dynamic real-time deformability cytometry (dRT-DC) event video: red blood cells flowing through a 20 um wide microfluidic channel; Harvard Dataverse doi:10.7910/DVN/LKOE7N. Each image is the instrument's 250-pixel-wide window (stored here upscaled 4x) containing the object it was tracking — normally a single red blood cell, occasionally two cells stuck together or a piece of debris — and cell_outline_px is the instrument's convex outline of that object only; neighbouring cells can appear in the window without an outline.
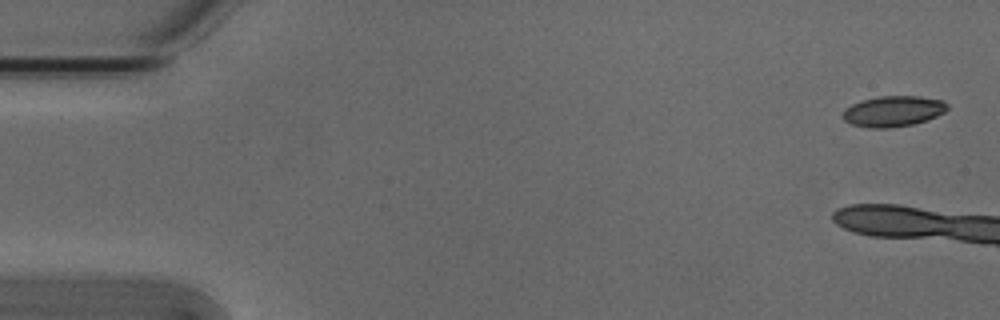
{"species": "Egyptian fruit bat (a non-hibernating species)", "species_latin": "Rousettus aegyptiacus", "temperature_condition": "cold", "stored_images_in_passage": 3, "camera_frame_rate_fps": 3000, "um_per_image_px": 0.085, "animal": {"sex": "male"}, "frame": {"image": 1, "passage_image": 1, "time_ms": 0.0, "image_size_px": [1000, 320], "cell_outline_px": [[948, 108], [944, 112], [928, 120], [912, 124], [888, 128], [872, 128], [852, 124], [844, 120], [840, 116], [844, 108], [860, 100], [880, 96], [920, 96], [944, 100], [948, 104]], "centroid_in_image_um": [75.91, 9.44], "position_along_channel_um": 9.1, "area_um2": 18.9}}